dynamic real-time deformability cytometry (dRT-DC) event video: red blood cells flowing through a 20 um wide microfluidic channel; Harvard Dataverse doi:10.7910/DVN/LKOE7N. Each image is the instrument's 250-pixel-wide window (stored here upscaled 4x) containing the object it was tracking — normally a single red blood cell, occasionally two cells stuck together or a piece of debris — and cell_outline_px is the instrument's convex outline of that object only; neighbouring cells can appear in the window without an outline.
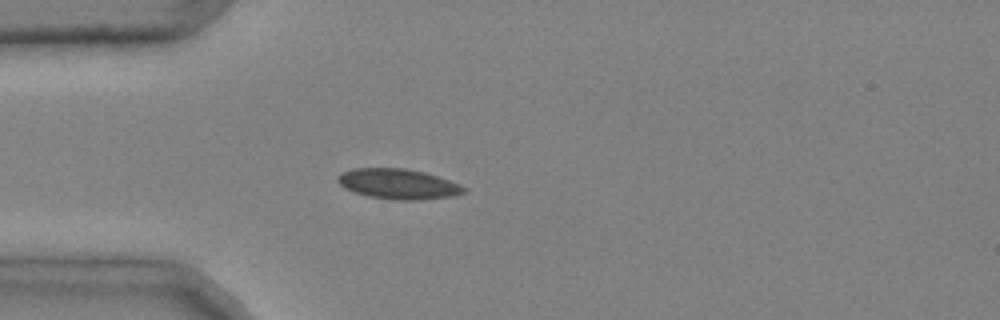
{"species": "common noctule bat (a hibernating species)", "species_latin": "Nyctalus noctula", "temperature_condition": "cold", "stored_images_in_passage": 41, "camera_frame_rate_fps": 3000, "um_per_image_px": 0.085, "animal": {"sex": "male", "body_mass_g": 20.4}, "frame": {"image": 1, "passage_image": 7, "time_ms": 2.0, "image_size_px": [1000, 320], "cell_outline_px": [[468, 192], [452, 196], [420, 200], [392, 200], [368, 196], [344, 188], [336, 180], [336, 176], [340, 172], [352, 168], [404, 168], [424, 172], [460, 184], [468, 188]], "centroid_in_image_um": [33.84, 15.64], "position_along_channel_um": 51.2, "area_um2": 22.43}}
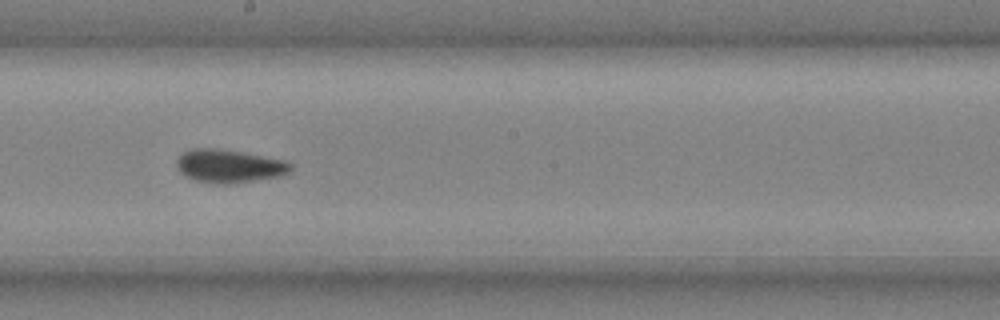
{"frame": {"image": 2, "passage_image": 21, "time_ms": 6.667, "image_size_px": [1000, 320], "cell_outline_px": [[292, 172], [280, 176], [228, 184], [216, 184], [196, 180], [184, 176], [176, 168], [176, 160], [184, 152], [192, 148], [220, 148], [244, 152], [288, 160], [292, 164]], "centroid_in_image_um": [19.5, 14.1], "position_along_channel_um": 228.7, "area_um2": 22.43}}
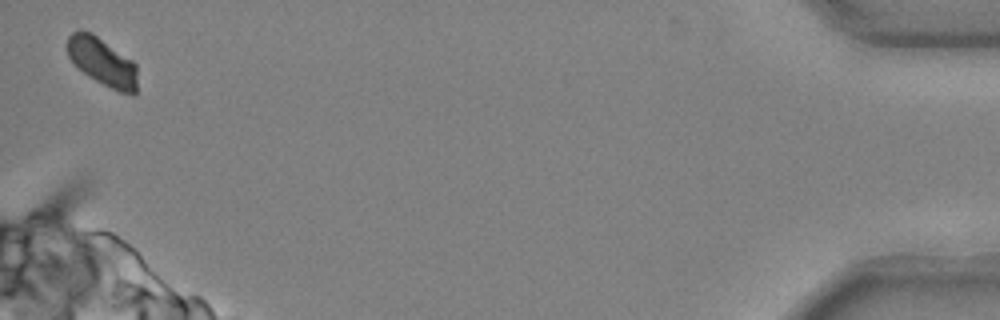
{"frame": {"image": 3, "passage_image": 41, "time_ms": 13.333, "image_size_px": [1000, 320], "cell_outline_px": [[136, 92], [132, 96], [120, 92], [88, 76], [68, 56], [68, 36], [72, 32], [88, 32], [96, 36], [132, 60], [136, 64]], "centroid_in_image_um": [8.73, 5.29], "position_along_channel_um": 426.5, "area_um2": 18.9}, "authors_computed_cell_mechanics": {"area_um2": 21.2126, "velocity_mm_per_s": 3.9886, "shape_relaxation_time_tau1_ms": 3.9616, "shape_relaxation_time_tau2_ms": null, "deformation_change_tau1": 0.0882, "deformation_change_tau2": null}}